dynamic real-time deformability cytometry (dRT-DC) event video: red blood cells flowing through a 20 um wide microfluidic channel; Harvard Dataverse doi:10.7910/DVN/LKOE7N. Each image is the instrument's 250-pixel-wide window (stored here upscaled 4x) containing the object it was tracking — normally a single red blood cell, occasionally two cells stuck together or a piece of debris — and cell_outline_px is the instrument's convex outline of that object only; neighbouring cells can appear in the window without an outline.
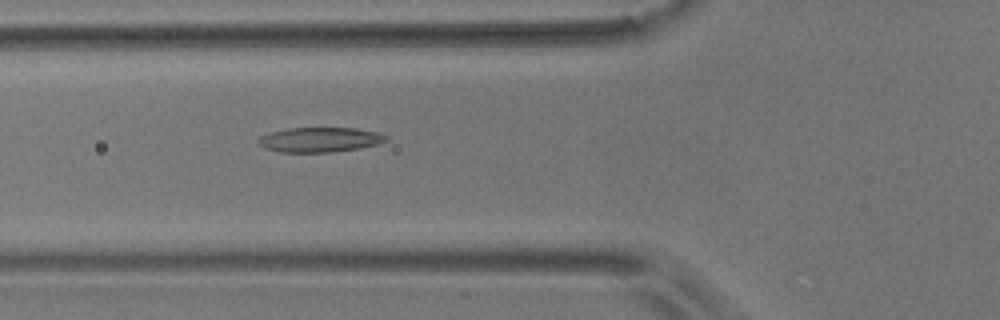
{"species": "common noctule bat (a hibernating species)", "species_latin": "Nyctalus noctula", "temperature_condition": "room temperature", "stored_images_in_passage": 11, "camera_frame_rate_fps": 3000, "um_per_image_px": 0.085, "animal": {"sex": "male", "body_mass_g": 17.9}, "frame": {"image": 1, "passage_image": 4, "time_ms": 1.0, "image_size_px": [1000, 320], "cell_outline_px": [[388, 140], [376, 144], [360, 148], [332, 152], [280, 152], [264, 148], [256, 140], [260, 136], [272, 132], [288, 128], [356, 128], [376, 132], [388, 136]], "centroid_in_image_um": [27.17, 11.87], "position_along_channel_um": 98.6, "area_um2": 18.38}}
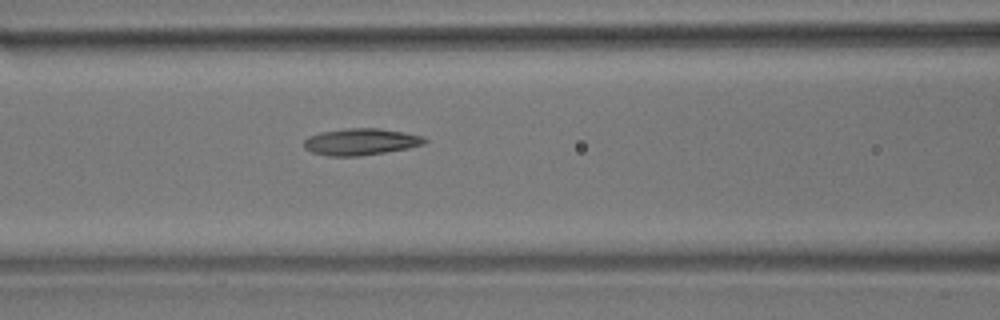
{"frame": {"image": 2, "passage_image": 7, "time_ms": 2.0, "image_size_px": [1000, 320], "cell_outline_px": [[428, 140], [424, 144], [408, 148], [360, 156], [328, 156], [312, 152], [304, 148], [304, 140], [308, 136], [320, 132], [344, 128], [376, 128], [404, 132], [424, 136]], "centroid_in_image_um": [30.65, 12.04], "position_along_channel_um": 135.9, "area_um2": 18.84}}